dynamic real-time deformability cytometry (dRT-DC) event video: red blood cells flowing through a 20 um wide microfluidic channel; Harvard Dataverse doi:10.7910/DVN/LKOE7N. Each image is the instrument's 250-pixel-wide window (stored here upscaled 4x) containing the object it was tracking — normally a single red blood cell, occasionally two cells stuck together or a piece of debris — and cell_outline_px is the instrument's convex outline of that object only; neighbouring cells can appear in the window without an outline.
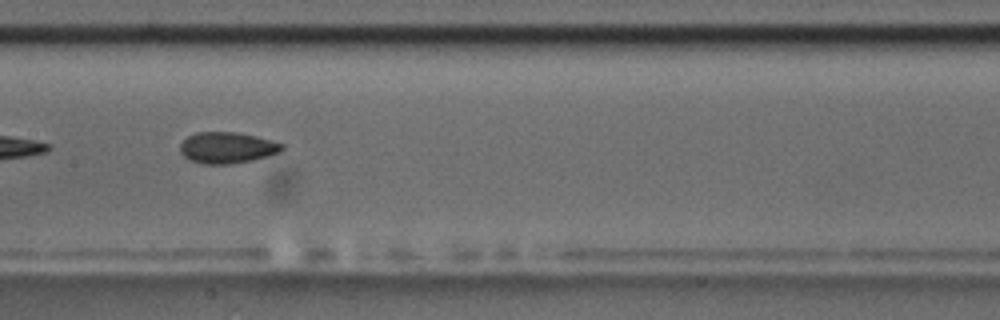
{"species": "common noctule bat (a hibernating species)", "species_latin": "Nyctalus noctula", "temperature_condition": "room temperature", "stored_images_in_passage": 5, "camera_frame_rate_fps": 3000, "um_per_image_px": 0.085, "animal": {"sex": "male", "body_mass_g": 17.5, "forearm_length_mm": 52.3}, "frame": {"image": 1, "passage_image": 4, "time_ms": 3.333, "image_size_px": [1000, 320], "cell_outline_px": [[284, 148], [280, 152], [268, 156], [252, 160], [228, 164], [204, 164], [188, 160], [180, 152], [180, 144], [188, 136], [196, 132], [236, 132], [256, 136], [272, 140], [284, 144]], "centroid_in_image_um": [19.31, 12.55], "position_along_channel_um": 188.1, "area_um2": 18.61}}
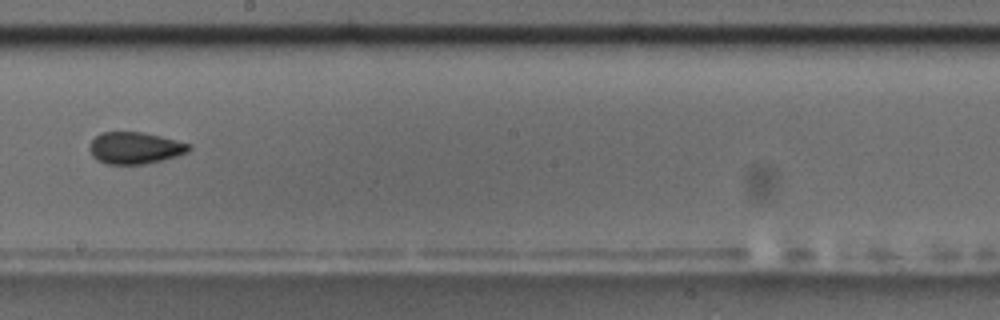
{"frame": {"image": 2, "passage_image": 5, "time_ms": 4.667, "image_size_px": [1000, 320], "cell_outline_px": [[192, 148], [188, 152], [176, 156], [144, 164], [108, 164], [96, 160], [92, 156], [88, 148], [88, 144], [100, 132], [140, 132], [160, 136], [192, 144]], "centroid_in_image_um": [11.45, 12.57], "position_along_channel_um": 236.8, "area_um2": 18.5}}